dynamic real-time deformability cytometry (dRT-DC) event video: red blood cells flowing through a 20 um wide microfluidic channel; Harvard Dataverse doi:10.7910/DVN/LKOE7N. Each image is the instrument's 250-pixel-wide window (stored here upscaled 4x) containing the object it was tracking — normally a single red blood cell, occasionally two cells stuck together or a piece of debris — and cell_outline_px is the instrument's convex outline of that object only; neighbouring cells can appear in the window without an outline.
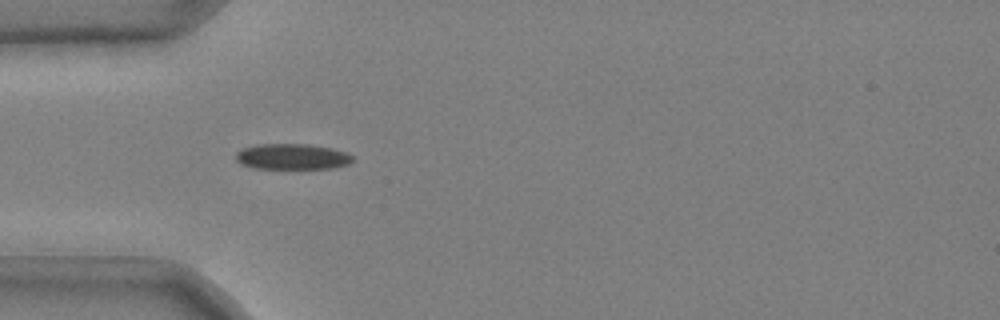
{"species": "common noctule bat (a hibernating species)", "species_latin": "Nyctalus noctula", "temperature_condition": "cold", "stored_images_in_passage": 37, "camera_frame_rate_fps": 3000, "um_per_image_px": 0.085, "animal": {"sex": "male", "body_mass_g": 20.4}, "frame": {"image": 1, "passage_image": 1, "time_ms": 0.0, "image_size_px": [1000, 320], "cell_outline_px": [[356, 160], [348, 164], [332, 168], [252, 168], [240, 164], [236, 160], [236, 152], [240, 148], [256, 144], [308, 144], [332, 148], [348, 152]], "centroid_in_image_um": [24.83, 13.3], "position_along_channel_um": 60.2, "area_um2": 17.74}}
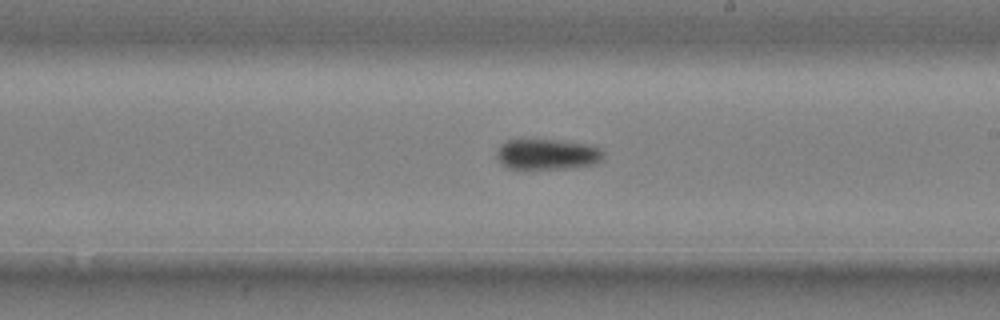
{"frame": {"image": 2, "passage_image": 16, "time_ms": 5.0, "image_size_px": [1000, 320], "cell_outline_px": [[604, 160], [596, 164], [572, 168], [524, 172], [508, 168], [500, 164], [496, 156], [496, 152], [500, 144], [508, 140], [524, 136], [592, 144], [600, 148], [604, 152]], "centroid_in_image_um": [46.46, 13.12], "position_along_channel_um": 242.5, "area_um2": 20.98}}
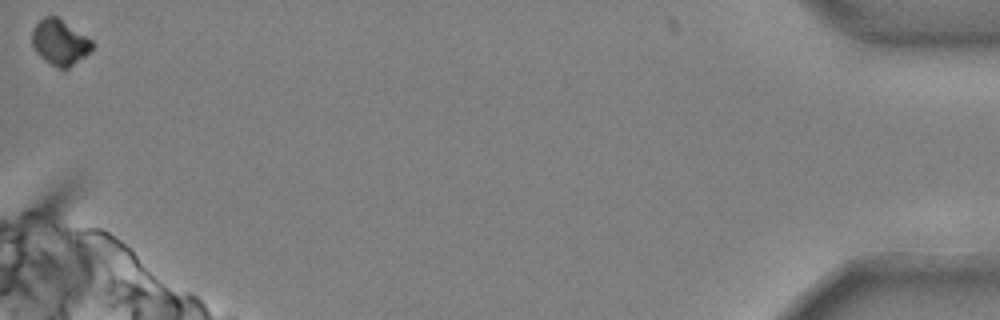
{"frame": {"image": 3, "passage_image": 37, "time_ms": 12.0, "image_size_px": [1000, 320], "cell_outline_px": [[96, 44], [84, 56], [68, 68], [56, 68], [44, 60], [36, 52], [32, 44], [32, 28], [44, 16], [56, 16], [92, 40]], "centroid_in_image_um": [5.06, 3.6], "position_along_channel_um": 430.1, "area_um2": 15.78}, "authors_computed_cell_mechanics": {"area_um2": 18.6116, "velocity_mm_per_s": 3.6891, "shape_relaxation_time_tau1_ms": 6.193, "shape_relaxation_time_tau2_ms": null, "deformation_change_tau1": 0.127, "deformation_change_tau2": null}}